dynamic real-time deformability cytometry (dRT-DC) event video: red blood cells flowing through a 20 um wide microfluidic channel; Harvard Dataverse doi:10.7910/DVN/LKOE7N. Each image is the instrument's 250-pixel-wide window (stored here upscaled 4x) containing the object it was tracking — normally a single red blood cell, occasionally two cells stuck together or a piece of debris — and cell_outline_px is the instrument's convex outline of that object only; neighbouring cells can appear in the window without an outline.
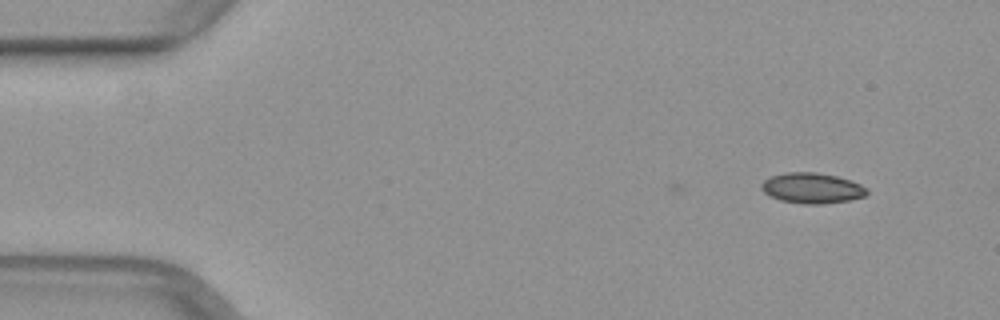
{"species": "common noctule bat (a hibernating species)", "species_latin": "Nyctalus noctula", "temperature_condition": "warm", "stored_images_in_passage": 46, "camera_frame_rate_fps": 3000, "um_per_image_px": 0.085, "animal": {"sex": "female", "body_mass_g": 29.2, "forearm_length_mm": 56.3}, "frame": {"image": 1, "passage_image": 1, "time_ms": 0.0, "image_size_px": [1000, 320], "cell_outline_px": [[868, 192], [864, 196], [848, 200], [820, 204], [804, 204], [780, 200], [764, 192], [760, 188], [760, 184], [764, 180], [772, 176], [784, 172], [816, 172], [836, 176], [860, 184], [868, 188]], "centroid_in_image_um": [69.0, 15.98], "position_along_channel_um": 16.0, "area_um2": 18.61}}
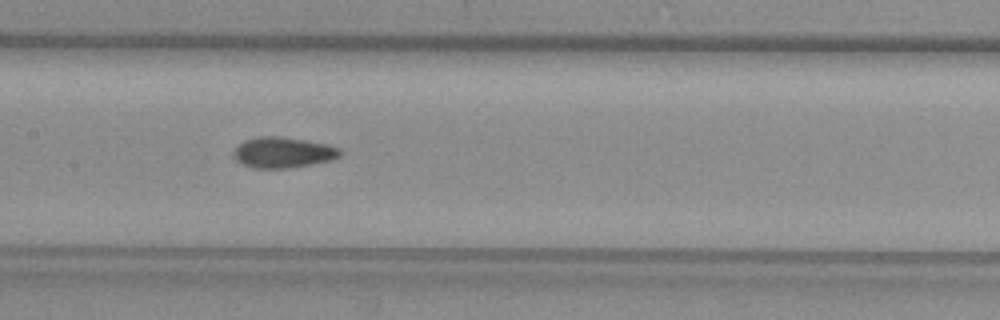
{"frame": {"image": 2, "passage_image": 21, "time_ms": 6.667, "image_size_px": [1000, 320], "cell_outline_px": [[340, 156], [332, 160], [312, 164], [288, 168], [252, 168], [236, 160], [232, 156], [232, 152], [244, 140], [260, 136], [280, 136], [324, 144], [340, 148]], "centroid_in_image_um": [24.02, 12.97], "position_along_channel_um": 183.4, "area_um2": 18.9}}
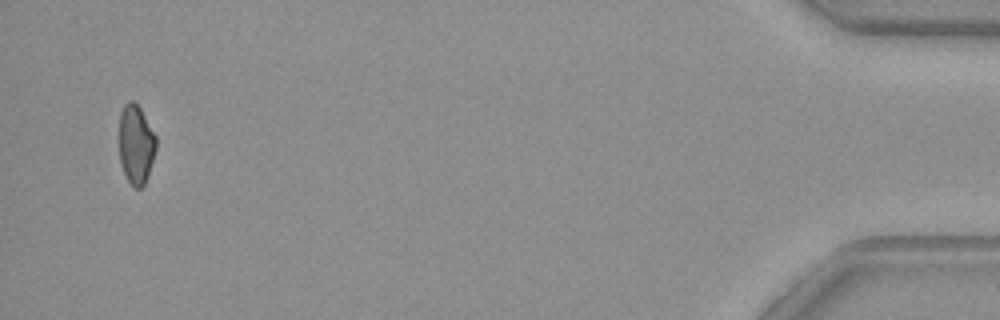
{"frame": {"image": 3, "passage_image": 45, "time_ms": 14.667, "image_size_px": [1000, 320], "cell_outline_px": [[156, 148], [148, 176], [144, 184], [140, 188], [132, 188], [120, 164], [120, 112], [124, 104], [128, 100], [132, 100], [140, 108], [156, 136]], "centroid_in_image_um": [11.56, 12.28], "position_along_channel_um": 423.6, "area_um2": 16.99}}